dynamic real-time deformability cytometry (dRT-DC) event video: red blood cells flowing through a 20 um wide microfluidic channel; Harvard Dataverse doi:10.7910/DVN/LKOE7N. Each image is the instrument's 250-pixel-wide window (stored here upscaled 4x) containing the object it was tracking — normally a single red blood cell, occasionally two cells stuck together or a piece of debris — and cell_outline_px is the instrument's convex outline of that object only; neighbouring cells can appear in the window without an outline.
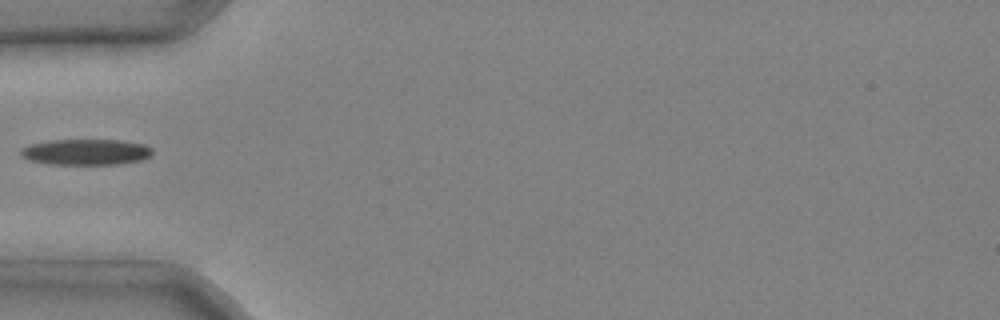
{"species": "common noctule bat (a hibernating species)", "species_latin": "Nyctalus noctula", "temperature_condition": "cold", "stored_images_in_passage": 4, "camera_frame_rate_fps": 3000, "um_per_image_px": 0.085, "animal": {"sex": "male", "body_mass_g": 20.4}, "frame": {"image": 1, "passage_image": 4, "time_ms": 1.0, "image_size_px": [1000, 320], "cell_outline_px": [[152, 152], [148, 156], [140, 160], [120, 164], [48, 164], [28, 160], [20, 156], [20, 148], [28, 144], [48, 140], [120, 140], [144, 144], [152, 148]], "centroid_in_image_um": [7.23, 12.91], "position_along_channel_um": 77.8, "area_um2": 20.0}}